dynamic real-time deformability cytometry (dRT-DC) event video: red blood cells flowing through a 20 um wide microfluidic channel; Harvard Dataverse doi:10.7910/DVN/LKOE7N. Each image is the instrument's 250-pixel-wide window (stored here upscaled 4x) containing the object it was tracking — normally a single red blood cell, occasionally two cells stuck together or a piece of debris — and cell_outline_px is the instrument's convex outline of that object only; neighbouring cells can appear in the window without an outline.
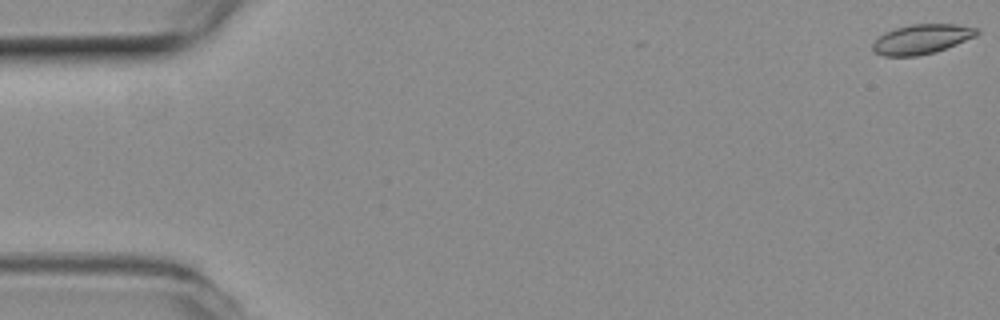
{"species": "common noctule bat (a hibernating species)", "species_latin": "Nyctalus noctula", "temperature_condition": "room temperature", "stored_images_in_passage": 9, "camera_frame_rate_fps": 3000, "um_per_image_px": 0.085, "animal": {"sex": "female", "body_mass_g": 19.3, "forearm_length_mm": 54.1}, "frame": {"image": 1, "passage_image": 1, "time_ms": 0.0, "image_size_px": [1000, 320], "cell_outline_px": [[980, 32], [976, 36], [936, 52], [916, 56], [884, 56], [876, 52], [872, 48], [872, 44], [884, 32], [908, 24], [956, 24], [980, 28]], "centroid_in_image_um": [78.37, 3.31], "position_along_channel_um": 6.6, "area_um2": 18.03}}